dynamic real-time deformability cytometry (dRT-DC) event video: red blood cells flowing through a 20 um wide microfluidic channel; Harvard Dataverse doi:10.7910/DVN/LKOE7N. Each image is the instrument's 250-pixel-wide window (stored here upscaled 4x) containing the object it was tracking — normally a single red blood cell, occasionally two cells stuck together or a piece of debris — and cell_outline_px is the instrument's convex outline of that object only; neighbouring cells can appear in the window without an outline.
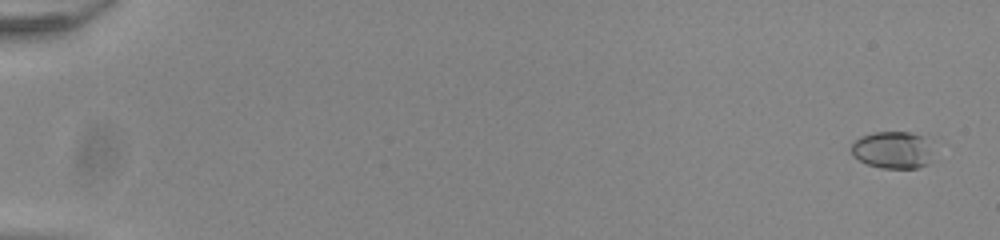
{"species": "common noctule bat (a hibernating species)", "species_latin": "Nyctalus noctula", "temperature_condition": "room temperature", "stored_images_in_passage": 55, "camera_frame_rate_fps": 3000, "um_per_image_px": 0.085, "animal": {"sex": "male", "body_mass_g": 20.0, "forearm_length_mm": 53.3}, "frame": {"image": 1, "passage_image": 2, "time_ms": 0.333, "image_size_px": [1000, 240], "cell_outline_px": [[928, 164], [916, 168], [880, 168], [868, 164], [852, 156], [852, 144], [856, 140], [872, 132], [908, 132], [924, 136]], "centroid_in_image_um": [75.77, 12.75], "position_along_channel_um": 9.2, "area_um2": 16.99}}
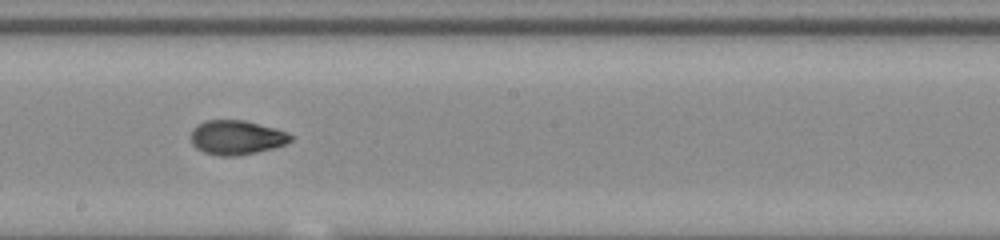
{"frame": {"image": 2, "passage_image": 33, "time_ms": 10.667, "image_size_px": [1000, 240], "cell_outline_px": [[296, 136], [292, 140], [284, 144], [272, 148], [256, 152], [236, 156], [216, 156], [204, 152], [196, 148], [192, 144], [192, 128], [196, 124], [204, 120], [244, 120], [276, 128], [288, 132]], "centroid_in_image_um": [20.11, 11.68], "position_along_channel_um": 228.1, "area_um2": 20.17}}
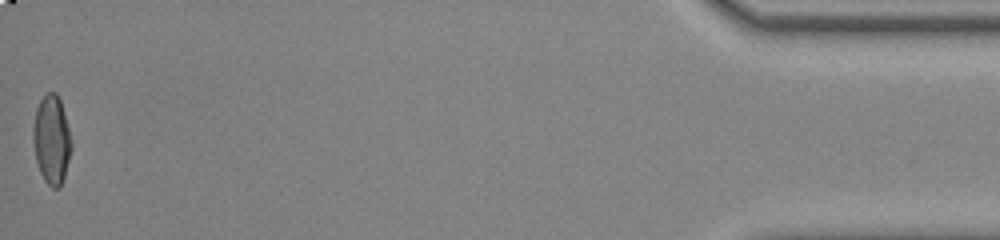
{"frame": {"image": 3, "passage_image": 55, "time_ms": 18.0, "image_size_px": [1000, 240], "cell_outline_px": [[72, 148], [64, 176], [60, 188], [52, 188], [44, 180], [40, 172], [36, 160], [32, 140], [32, 128], [36, 108], [40, 100], [48, 92], [56, 92], [60, 100], [68, 128], [72, 144]], "centroid_in_image_um": [4.37, 11.88], "position_along_channel_um": 430.8, "area_um2": 19.77}, "authors_computed_cell_mechanics": {"area_um2": 19.4786, "velocity_mm_per_s": 3.9024, "shape_relaxation_time_tau1_ms": 6.6142, "shape_relaxation_time_tau2_ms": 2.6531, "deformation_change_tau1": 0.2247, "deformation_change_tau2": 0.0649}}